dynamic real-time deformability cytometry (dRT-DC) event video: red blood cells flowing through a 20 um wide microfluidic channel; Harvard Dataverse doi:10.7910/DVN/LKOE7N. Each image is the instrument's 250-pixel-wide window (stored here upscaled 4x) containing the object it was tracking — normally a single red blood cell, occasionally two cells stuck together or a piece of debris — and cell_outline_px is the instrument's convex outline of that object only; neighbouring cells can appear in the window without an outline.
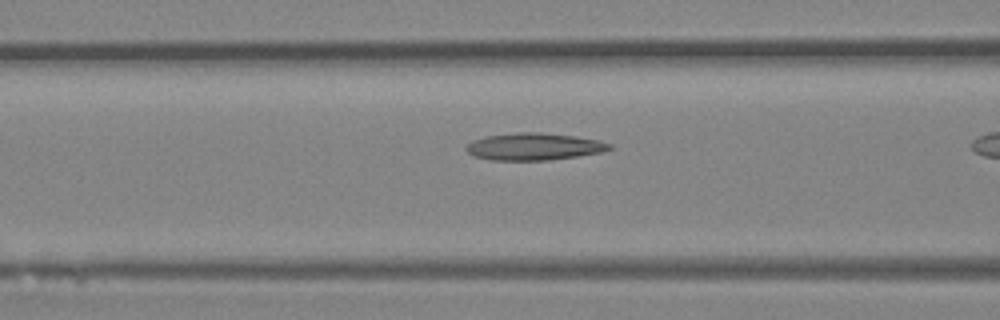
{"species": "Egyptian fruit bat (a non-hibernating species)", "species_latin": "Rousettus aegyptiacus", "temperature_condition": "room temperature", "stored_images_in_passage": 10, "camera_frame_rate_fps": 3000, "um_per_image_px": 0.085, "animal": {"sex": "female"}, "frame": {"image": 1, "passage_image": 9, "time_ms": 2.667, "image_size_px": [1000, 320], "cell_outline_px": [[616, 148], [604, 152], [548, 160], [488, 160], [472, 156], [464, 148], [472, 140], [484, 136], [516, 132], [540, 132], [576, 136], [600, 140], [612, 144]], "centroid_in_image_um": [45.41, 12.45], "position_along_channel_um": 121.2, "area_um2": 23.06}}